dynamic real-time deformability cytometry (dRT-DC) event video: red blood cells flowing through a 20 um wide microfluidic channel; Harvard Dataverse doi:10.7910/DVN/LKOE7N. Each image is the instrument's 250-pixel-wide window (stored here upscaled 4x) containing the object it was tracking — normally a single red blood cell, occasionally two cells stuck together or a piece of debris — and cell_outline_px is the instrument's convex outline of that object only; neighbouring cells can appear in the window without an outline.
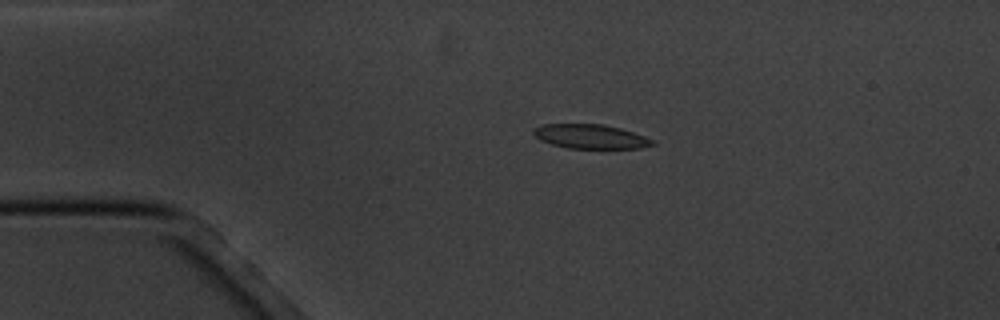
{"species": "common noctule bat (a hibernating species)", "species_latin": "Nyctalus noctula", "temperature_condition": "cold", "stored_images_in_passage": 4, "camera_frame_rate_fps": 3000, "um_per_image_px": 0.085, "animal": {"sex": "male", "body_mass_g": 20.1, "forearm_length_mm": 53.5}, "frame": {"image": 1, "passage_image": 3, "time_ms": 3.333, "image_size_px": [1000, 320], "cell_outline_px": [[656, 144], [640, 148], [568, 148], [552, 144], [540, 140], [532, 132], [532, 128], [544, 124], [604, 124], [620, 128], [656, 140]], "centroid_in_image_um": [50.2, 11.6], "position_along_channel_um": 34.8, "area_um2": 16.82}}